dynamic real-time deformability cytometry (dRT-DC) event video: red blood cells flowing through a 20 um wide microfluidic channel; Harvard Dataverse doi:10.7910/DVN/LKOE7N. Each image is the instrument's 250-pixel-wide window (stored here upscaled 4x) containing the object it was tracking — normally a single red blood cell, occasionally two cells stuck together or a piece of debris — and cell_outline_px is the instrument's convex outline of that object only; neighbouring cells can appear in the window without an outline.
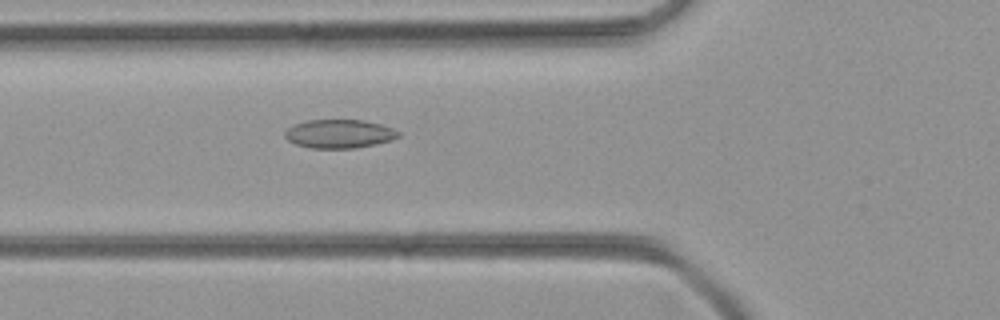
{"species": "common noctule bat (a hibernating species)", "species_latin": "Nyctalus noctula", "temperature_condition": "room temperature", "stored_images_in_passage": 51, "camera_frame_rate_fps": 3000, "um_per_image_px": 0.085, "animal": {"sex": "female", "body_mass_g": 21.9}, "frame": {"image": 1, "passage_image": 19, "time_ms": 6.0, "image_size_px": [1000, 320], "cell_outline_px": [[400, 136], [392, 140], [376, 144], [356, 148], [308, 148], [296, 144], [288, 140], [284, 136], [284, 132], [288, 128], [296, 124], [308, 120], [364, 120], [380, 124], [392, 128], [400, 132]], "centroid_in_image_um": [28.85, 11.38], "position_along_channel_um": 97.0, "area_um2": 18.96}}
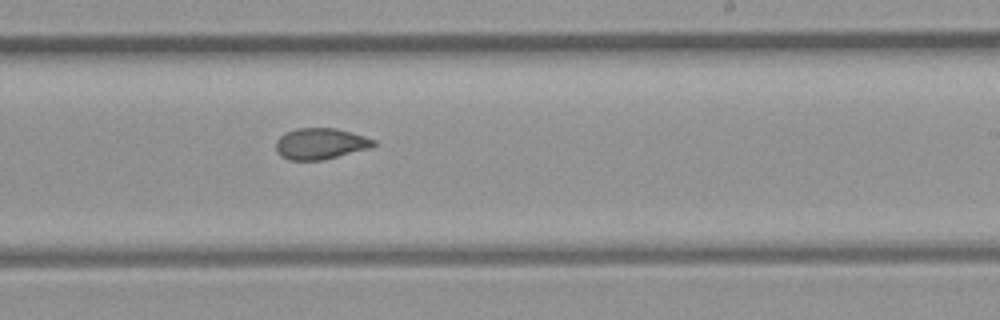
{"frame": {"image": 2, "passage_image": 31, "time_ms": 10.0, "image_size_px": [1000, 320], "cell_outline_px": [[376, 144], [372, 148], [320, 160], [288, 160], [280, 156], [276, 152], [276, 140], [284, 132], [296, 128], [336, 128], [364, 136], [376, 140]], "centroid_in_image_um": [27.21, 12.21], "position_along_channel_um": 261.8, "area_um2": 17.86}}
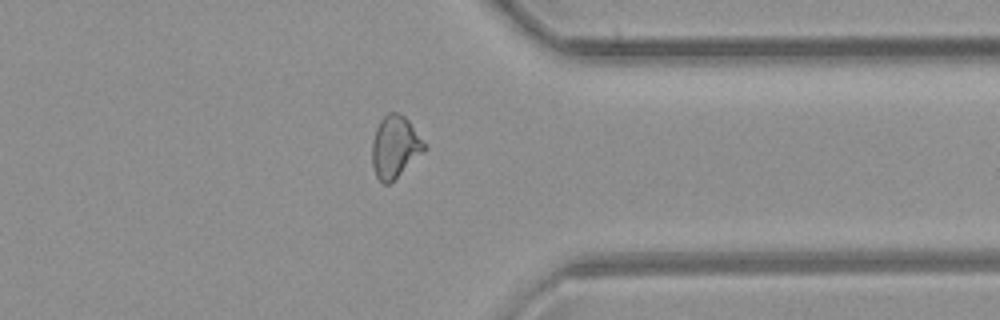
{"frame": {"image": 3, "passage_image": 40, "time_ms": 13.0, "image_size_px": [1000, 320], "cell_outline_px": [[428, 148], [388, 184], [384, 184], [376, 176], [372, 164], [372, 140], [376, 128], [380, 120], [388, 112], [400, 112], [408, 120], [428, 144]], "centroid_in_image_um": [33.59, 12.44], "position_along_channel_um": 377.8, "area_um2": 18.96}}